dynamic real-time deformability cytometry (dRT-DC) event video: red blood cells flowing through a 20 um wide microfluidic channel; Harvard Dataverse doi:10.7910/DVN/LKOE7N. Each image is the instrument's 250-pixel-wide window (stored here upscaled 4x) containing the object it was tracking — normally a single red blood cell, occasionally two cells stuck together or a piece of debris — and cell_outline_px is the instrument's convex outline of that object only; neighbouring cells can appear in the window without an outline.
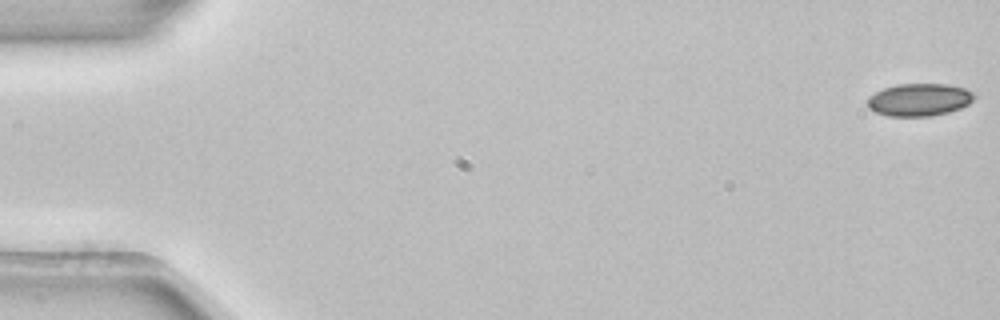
{"species": "common noctule bat (a hibernating species)", "species_latin": "Nyctalus noctula", "temperature_condition": "room temperature", "stored_images_in_passage": 4, "camera_frame_rate_fps": 3000, "um_per_image_px": 0.085, "animal": {"sex": "female", "body_mass_g": 22.7, "forearm_length_mm": 54.2}, "frame": {"image": 1, "passage_image": 1, "time_ms": 0.0, "image_size_px": [1000, 320], "cell_outline_px": [[976, 96], [968, 104], [960, 108], [948, 112], [932, 116], [888, 116], [876, 112], [868, 108], [868, 96], [884, 88], [896, 84], [944, 84], [964, 88], [976, 92]], "centroid_in_image_um": [78.14, 8.47], "position_along_channel_um": 6.9, "area_um2": 20.29}}
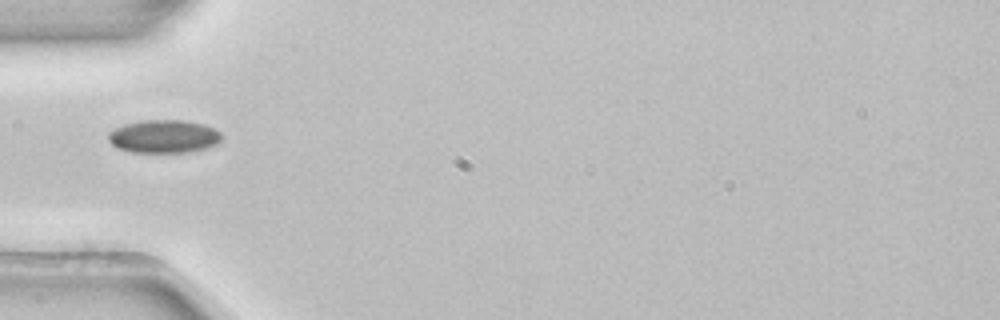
{"frame": {"image": 2, "passage_image": 4, "time_ms": 1.0, "image_size_px": [1000, 320], "cell_outline_px": [[220, 140], [216, 144], [208, 148], [188, 152], [132, 152], [116, 148], [108, 140], [108, 132], [124, 124], [144, 120], [184, 120], [204, 124], [216, 128], [220, 132]], "centroid_in_image_um": [13.93, 11.59], "position_along_channel_um": 71.1, "area_um2": 21.96}}